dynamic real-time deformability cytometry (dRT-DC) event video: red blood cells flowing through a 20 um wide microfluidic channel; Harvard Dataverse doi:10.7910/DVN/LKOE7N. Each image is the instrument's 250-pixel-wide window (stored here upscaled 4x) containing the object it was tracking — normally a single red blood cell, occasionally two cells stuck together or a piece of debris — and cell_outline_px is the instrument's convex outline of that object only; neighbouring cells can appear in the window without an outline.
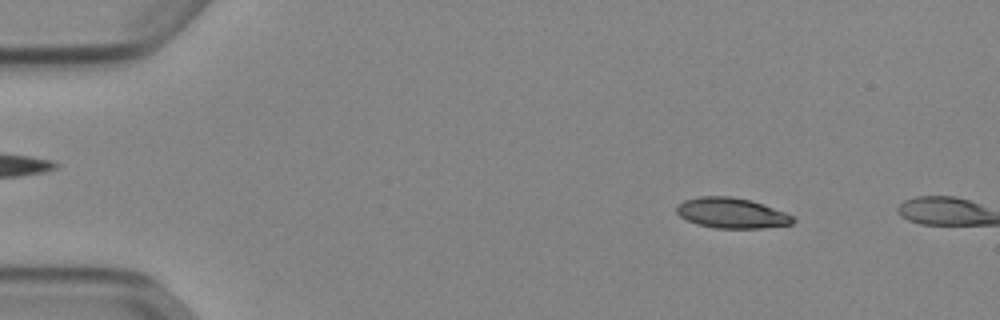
{"species": "Egyptian fruit bat (a non-hibernating species)", "species_latin": "Rousettus aegyptiacus", "temperature_condition": "cold", "stored_images_in_passage": 9, "camera_frame_rate_fps": 3000, "um_per_image_px": 0.085, "animal": {"sex": "female"}, "frame": {"image": 1, "passage_image": 7, "time_ms": 2.0, "image_size_px": [1000, 320], "cell_outline_px": [[796, 220], [792, 224], [764, 228], [716, 228], [696, 224], [680, 216], [676, 212], [676, 204], [684, 200], [700, 196], [732, 196], [752, 200], [796, 216]], "centroid_in_image_um": [62.21, 18.1], "position_along_channel_um": 22.8, "area_um2": 20.87}}